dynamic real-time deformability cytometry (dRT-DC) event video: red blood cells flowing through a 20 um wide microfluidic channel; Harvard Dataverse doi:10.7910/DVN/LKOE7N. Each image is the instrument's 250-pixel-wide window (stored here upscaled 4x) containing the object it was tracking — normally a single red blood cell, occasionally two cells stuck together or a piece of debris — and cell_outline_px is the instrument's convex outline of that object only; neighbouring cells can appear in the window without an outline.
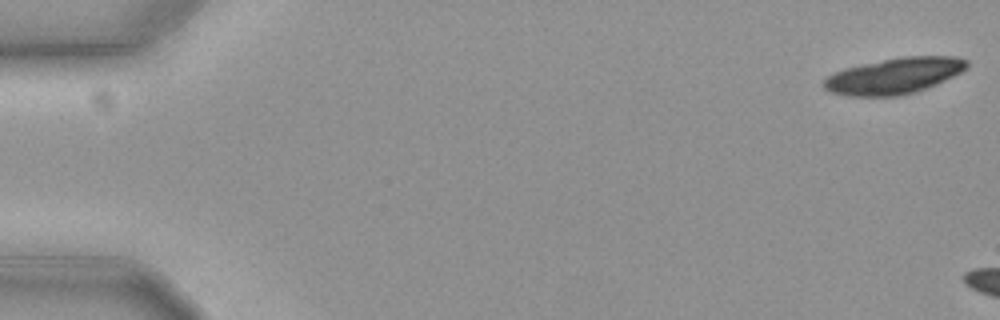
{"species": "common noctule bat (a hibernating species)", "species_latin": "Nyctalus noctula", "temperature_condition": "cold", "stored_images_in_passage": 7, "camera_frame_rate_fps": 3000, "um_per_image_px": 0.085, "animal": {"sex": "female", "body_mass_g": 19.3, "forearm_length_mm": 54.1}, "frame": {"image": 1, "passage_image": 1, "time_ms": 0.0, "image_size_px": [1000, 320], "cell_outline_px": [[968, 68], [936, 84], [912, 92], [896, 96], [848, 96], [828, 92], [824, 88], [824, 80], [832, 72], [844, 68], [904, 56], [956, 56], [968, 60]], "centroid_in_image_um": [75.98, 6.44], "position_along_channel_um": 9.0, "area_um2": 29.77}}